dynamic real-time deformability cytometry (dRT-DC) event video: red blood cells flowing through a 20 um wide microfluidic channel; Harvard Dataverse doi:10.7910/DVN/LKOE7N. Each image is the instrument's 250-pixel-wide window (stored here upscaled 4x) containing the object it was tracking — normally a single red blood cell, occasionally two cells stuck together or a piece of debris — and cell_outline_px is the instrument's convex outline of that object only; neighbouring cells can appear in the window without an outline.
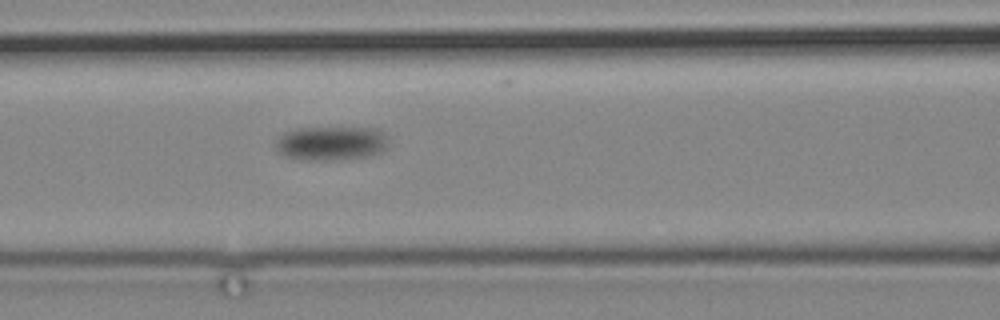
{"species": "common noctule bat (a hibernating species)", "species_latin": "Nyctalus noctula", "temperature_condition": "cold", "stored_images_in_passage": 10, "camera_frame_rate_fps": 3000, "um_per_image_px": 0.085, "animal": {"sex": "male", "body_mass_g": 19.2, "forearm_length_mm": 51.8}, "frame": {"image": 1, "passage_image": 3, "time_ms": 2.667, "image_size_px": [1000, 320], "cell_outline_px": [[388, 144], [380, 152], [368, 156], [332, 160], [300, 160], [284, 156], [276, 152], [276, 140], [284, 132], [296, 128], [380, 128], [388, 136]], "centroid_in_image_um": [28.13, 12.17], "position_along_channel_um": 138.5, "area_um2": 22.72}}
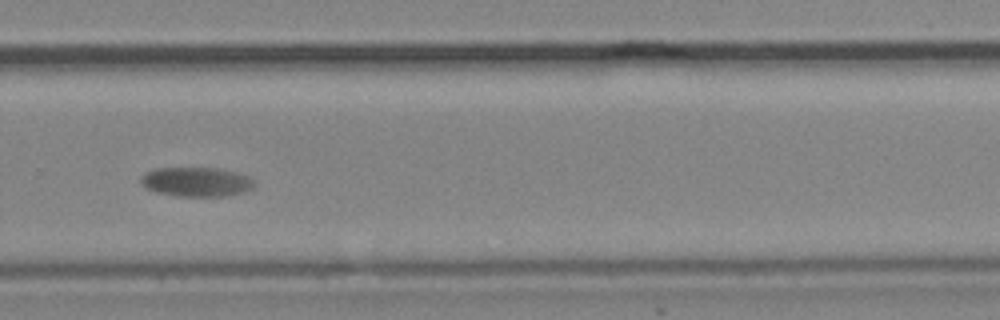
{"frame": {"image": 2, "passage_image": 9, "time_ms": 11.0, "image_size_px": [1000, 320], "cell_outline_px": [[256, 184], [252, 188], [244, 192], [228, 196], [176, 196], [156, 192], [140, 184], [140, 176], [144, 172], [156, 168], [216, 168], [236, 172], [248, 176]], "centroid_in_image_um": [16.67, 15.46], "position_along_channel_um": 313.1, "area_um2": 19.54}}
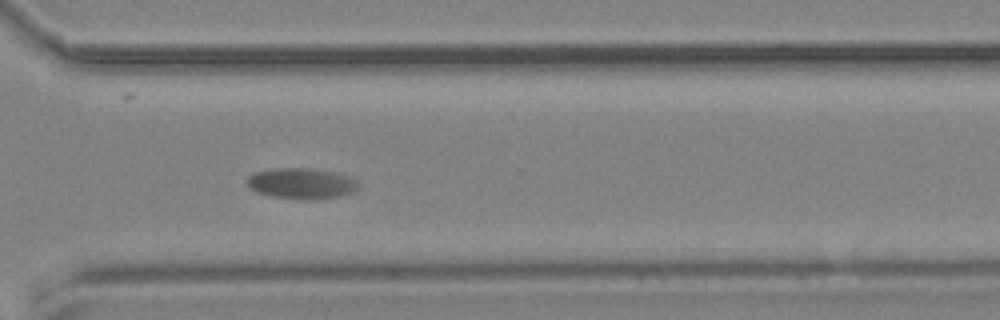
{"frame": {"image": 3, "passage_image": 10, "time_ms": 12.0, "image_size_px": [1000, 320], "cell_outline_px": [[360, 188], [352, 192], [340, 196], [304, 200], [272, 196], [256, 192], [248, 188], [244, 180], [248, 176], [256, 172], [276, 168], [312, 168], [332, 172], [348, 176], [360, 180]], "centroid_in_image_um": [25.62, 15.59], "position_along_channel_um": 345.0, "area_um2": 20.23}}